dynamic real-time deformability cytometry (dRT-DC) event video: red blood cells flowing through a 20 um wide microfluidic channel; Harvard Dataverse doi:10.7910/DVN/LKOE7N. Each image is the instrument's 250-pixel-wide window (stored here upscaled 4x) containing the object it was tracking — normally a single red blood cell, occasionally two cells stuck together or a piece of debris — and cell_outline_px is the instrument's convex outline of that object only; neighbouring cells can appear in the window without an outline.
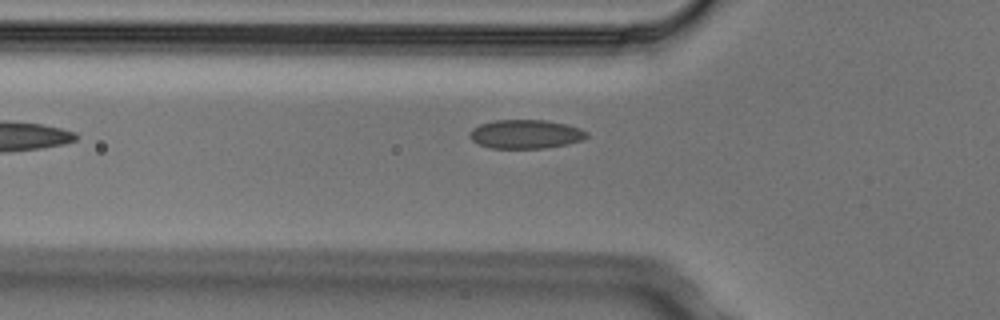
{"species": "Egyptian fruit bat (a non-hibernating species)", "species_latin": "Rousettus aegyptiacus", "temperature_condition": "cold", "stored_images_in_passage": 3, "camera_frame_rate_fps": 3000, "um_per_image_px": 0.085, "animal": {"sex": "male"}, "frame": {"image": 1, "passage_image": 2, "time_ms": 0.333, "image_size_px": [1000, 320], "cell_outline_px": [[588, 136], [580, 140], [568, 144], [544, 148], [492, 148], [480, 144], [472, 140], [468, 136], [468, 132], [472, 128], [480, 124], [492, 120], [544, 120], [564, 124], [580, 128], [588, 132]], "centroid_in_image_um": [44.64, 11.4], "position_along_channel_um": 81.2, "area_um2": 19.65}}
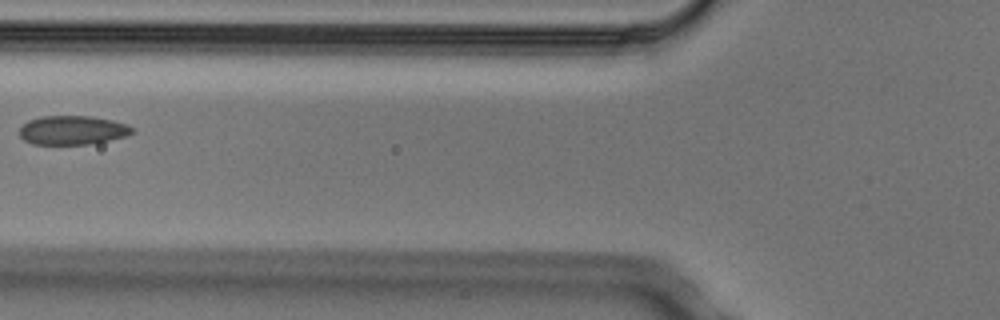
{"frame": {"image": 2, "passage_image": 3, "time_ms": 0.667, "image_size_px": [1000, 320], "cell_outline_px": [[136, 132], [128, 136], [88, 144], [32, 144], [24, 140], [20, 136], [20, 128], [28, 120], [40, 116], [92, 116], [112, 120], [128, 124], [136, 128]], "centroid_in_image_um": [6.22, 11.06], "position_along_channel_um": 119.6, "area_um2": 19.25}}